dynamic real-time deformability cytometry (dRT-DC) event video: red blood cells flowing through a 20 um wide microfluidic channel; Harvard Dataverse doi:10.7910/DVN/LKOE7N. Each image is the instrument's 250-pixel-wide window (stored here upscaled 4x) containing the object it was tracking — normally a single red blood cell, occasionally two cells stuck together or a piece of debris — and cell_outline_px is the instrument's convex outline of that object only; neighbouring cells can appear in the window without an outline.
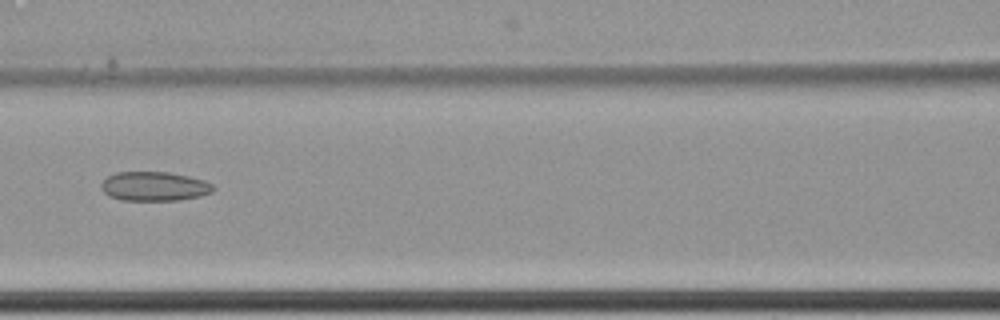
{"species": "common noctule bat (a hibernating species)", "species_latin": "Nyctalus noctula", "temperature_condition": "cold", "stored_images_in_passage": 9, "camera_frame_rate_fps": 3000, "um_per_image_px": 0.085, "animal": {"sex": "female", "body_mass_g": 22.7, "forearm_length_mm": 54.2}, "frame": {"image": 1, "passage_image": 6, "time_ms": 1.667, "image_size_px": [1000, 320], "cell_outline_px": [[216, 188], [212, 192], [200, 196], [176, 200], [124, 200], [108, 196], [100, 188], [100, 184], [108, 176], [116, 172], [168, 172], [188, 176], [204, 180], [212, 184]], "centroid_in_image_um": [13.11, 15.83], "position_along_channel_um": 153.5, "area_um2": 19.07}}
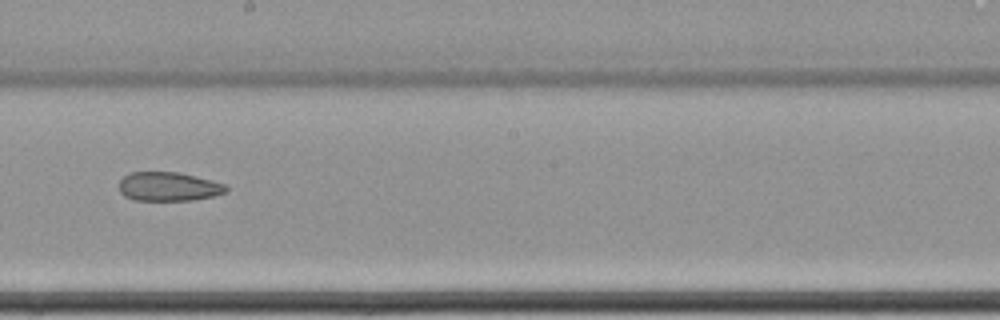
{"frame": {"image": 2, "passage_image": 8, "time_ms": 2.333, "image_size_px": [1000, 320], "cell_outline_px": [[228, 192], [216, 196], [192, 200], [132, 200], [124, 196], [120, 192], [120, 180], [124, 176], [132, 172], [180, 172], [212, 180], [224, 184], [228, 188]], "centroid_in_image_um": [14.36, 15.86], "position_along_channel_um": 233.8, "area_um2": 18.21}}
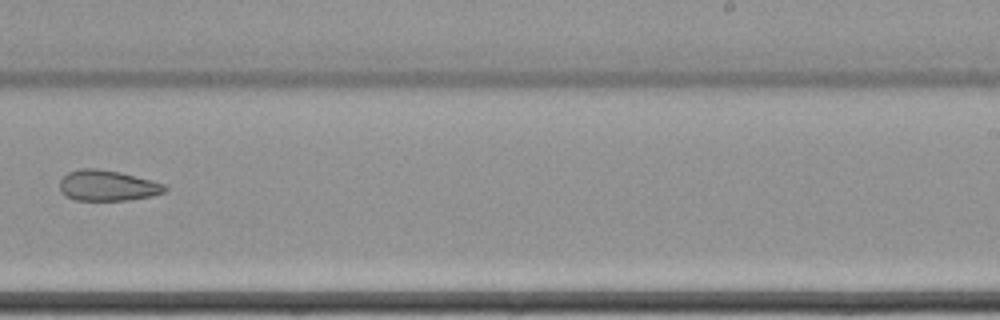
{"frame": {"image": 3, "passage_image": 9, "time_ms": 2.667, "image_size_px": [1000, 320], "cell_outline_px": [[168, 188], [164, 192], [152, 196], [128, 200], [76, 200], [60, 192], [60, 180], [68, 172], [80, 168], [96, 168], [120, 172], [164, 184]], "centroid_in_image_um": [9.12, 15.77], "position_along_channel_um": 279.9, "area_um2": 18.67}}